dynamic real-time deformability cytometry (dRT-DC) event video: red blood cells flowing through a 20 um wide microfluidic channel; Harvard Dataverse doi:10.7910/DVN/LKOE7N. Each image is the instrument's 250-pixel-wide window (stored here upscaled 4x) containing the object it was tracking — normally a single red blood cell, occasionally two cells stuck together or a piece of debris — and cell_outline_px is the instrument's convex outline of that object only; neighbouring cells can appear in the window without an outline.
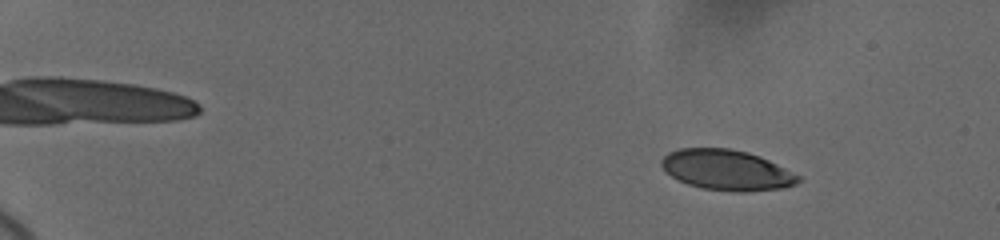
{"species": "human", "species_latin": "Homo sapiens", "temperature_condition": "cold", "stored_images_in_passage": 11, "camera_frame_rate_fps": 3000, "um_per_image_px": 0.085, "donor": {"sex": "female"}, "frame": {"image": 1, "passage_image": 3, "time_ms": 1.667, "image_size_px": [1000, 240], "cell_outline_px": [[804, 180], [796, 184], [784, 188], [744, 192], [736, 192], [704, 188], [688, 184], [672, 176], [660, 164], [660, 160], [668, 152], [680, 148], [728, 148], [748, 152], [760, 156], [800, 176]], "centroid_in_image_um": [61.8, 14.45], "position_along_channel_um": 23.2, "area_um2": 32.14}}
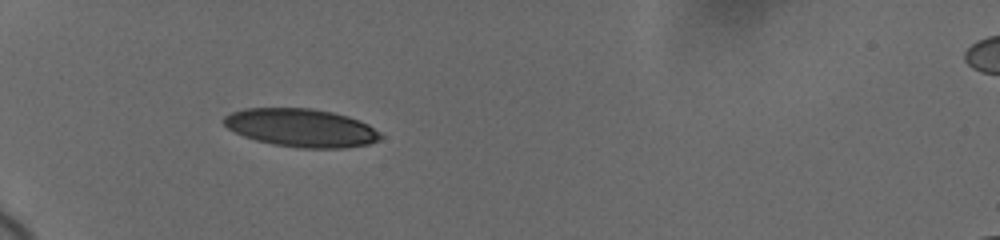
{"frame": {"image": 2, "passage_image": 8, "time_ms": 6.0, "image_size_px": [1000, 240], "cell_outline_px": [[384, 136], [380, 140], [368, 144], [344, 148], [300, 148], [272, 144], [256, 140], [244, 136], [228, 128], [220, 120], [224, 116], [232, 112], [244, 108], [312, 108], [332, 112], [348, 116], [360, 120], [368, 124], [380, 132]], "centroid_in_image_um": [25.61, 10.86], "position_along_channel_um": 59.4, "area_um2": 35.08}}
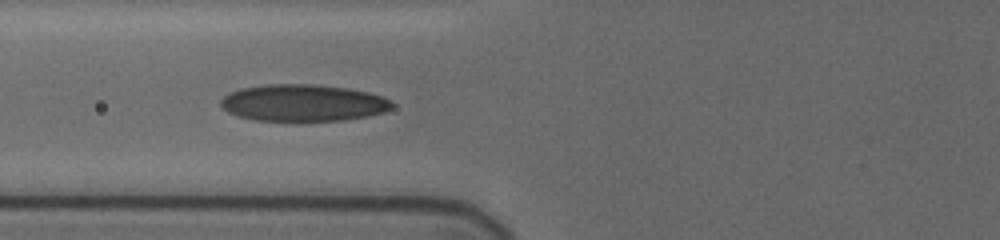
{"frame": {"image": 3, "passage_image": 10, "time_ms": 7.667, "image_size_px": [1000, 240], "cell_outline_px": [[392, 108], [384, 112], [368, 116], [344, 120], [252, 120], [236, 116], [228, 112], [220, 104], [220, 100], [224, 96], [240, 88], [264, 84], [312, 84], [348, 88], [368, 92], [384, 96], [392, 104]], "centroid_in_image_um": [25.75, 8.73], "position_along_channel_um": 100.1, "area_um2": 36.7}}